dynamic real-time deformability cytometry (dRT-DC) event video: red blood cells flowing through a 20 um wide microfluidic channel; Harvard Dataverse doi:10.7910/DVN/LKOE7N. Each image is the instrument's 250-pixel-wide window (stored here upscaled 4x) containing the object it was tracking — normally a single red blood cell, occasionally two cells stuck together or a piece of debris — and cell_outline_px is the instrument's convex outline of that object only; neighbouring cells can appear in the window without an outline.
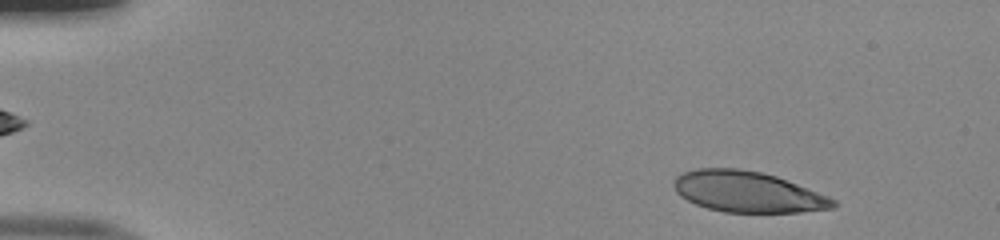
{"species": "human", "species_latin": "Homo sapiens", "temperature_condition": "room temperature", "stored_images_in_passage": 48, "camera_frame_rate_fps": 3000, "um_per_image_px": 0.085, "donor": {"sex": "male"}, "frame": {"image": 1, "passage_image": 3, "time_ms": 0.667, "image_size_px": [1000, 240], "cell_outline_px": [[836, 204], [832, 208], [800, 212], [724, 212], [708, 208], [696, 204], [680, 196], [676, 192], [672, 184], [676, 176], [684, 172], [696, 168], [736, 168], [760, 172], [776, 176], [828, 196], [836, 200]], "centroid_in_image_um": [63.51, 16.3], "position_along_channel_um": 21.5, "area_um2": 37.74}}
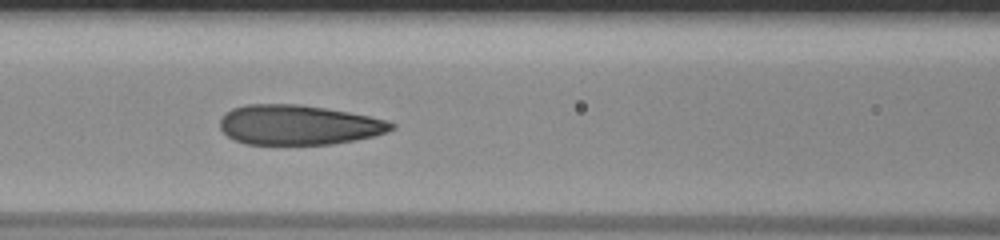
{"frame": {"image": 2, "passage_image": 20, "time_ms": 6.333, "image_size_px": [1000, 240], "cell_outline_px": [[396, 128], [388, 132], [356, 140], [332, 144], [244, 144], [232, 140], [220, 128], [220, 120], [232, 108], [248, 104], [296, 104], [324, 108], [348, 112], [388, 120], [396, 124]], "centroid_in_image_um": [25.39, 10.62], "position_along_channel_um": 141.2, "area_um2": 39.77}}
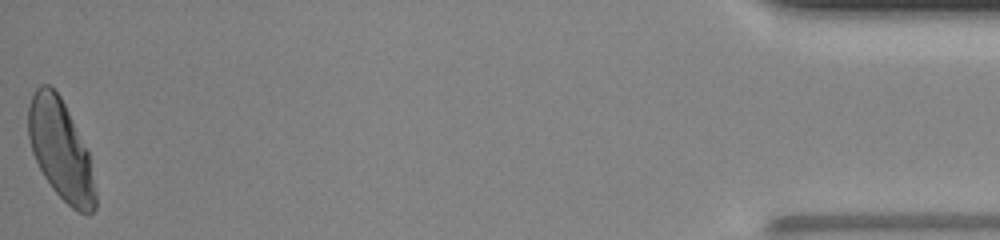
{"frame": {"image": 3, "passage_image": 48, "time_ms": 15.667, "image_size_px": [1000, 240], "cell_outline_px": [[96, 208], [88, 216], [72, 208], [52, 188], [44, 176], [32, 152], [28, 136], [28, 104], [36, 88], [40, 84], [48, 84], [60, 96], [88, 152], [96, 192]], "centroid_in_image_um": [5.15, 12.76], "position_along_channel_um": 430.1, "area_um2": 38.55}, "authors_computed_cell_mechanics": {"area_um2": 39.7086, "velocity_mm_per_s": 4.0217, "shape_relaxation_time_tau1_ms": 4.9938, "shape_relaxation_time_tau2_ms": null, "deformation_change_tau1": 0.2004, "deformation_change_tau2": null}}